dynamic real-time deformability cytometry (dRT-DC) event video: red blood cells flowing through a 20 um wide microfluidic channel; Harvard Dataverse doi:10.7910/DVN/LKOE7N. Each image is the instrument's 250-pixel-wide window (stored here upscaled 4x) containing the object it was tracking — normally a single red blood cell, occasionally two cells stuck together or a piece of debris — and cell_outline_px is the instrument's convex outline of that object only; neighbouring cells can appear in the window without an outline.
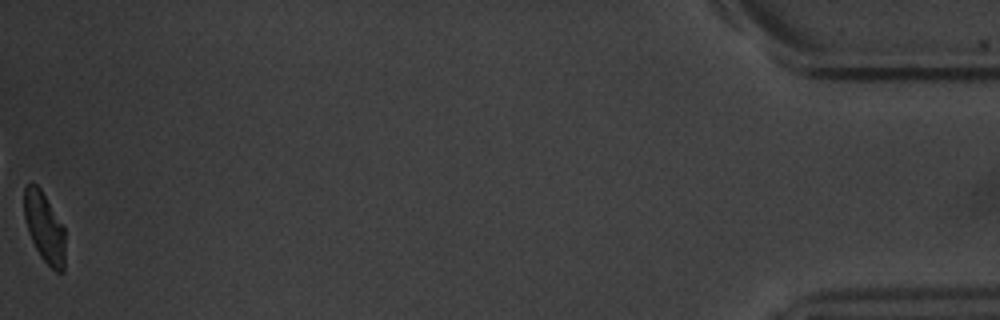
{"species": "common noctule bat (a hibernating species)", "species_latin": "Nyctalus noctula", "temperature_condition": "warm", "stored_images_in_passage": 56, "camera_frame_rate_fps": 3000, "um_per_image_px": 0.085, "animal": {"sex": "male", "body_mass_g": 20.1, "forearm_length_mm": 53.5}, "frame": {"image": 1, "passage_image": 56, "time_ms": 18.333, "image_size_px": [1000, 320], "cell_outline_px": [[64, 272], [56, 272], [40, 256], [28, 232], [24, 216], [24, 188], [32, 180], [40, 188], [64, 228]], "centroid_in_image_um": [3.76, 19.32], "position_along_channel_um": 431.4, "area_um2": 16.53}, "authors_computed_cell_mechanics": {"area_um2": 18.4382, "velocity_mm_per_s": 3.7977, "shape_relaxation_time_tau1_ms": 2.1363, "shape_relaxation_time_tau2_ms": 1.1701, "deformation_change_tau1": 0.1137, "deformation_change_tau2": 0.0725}}